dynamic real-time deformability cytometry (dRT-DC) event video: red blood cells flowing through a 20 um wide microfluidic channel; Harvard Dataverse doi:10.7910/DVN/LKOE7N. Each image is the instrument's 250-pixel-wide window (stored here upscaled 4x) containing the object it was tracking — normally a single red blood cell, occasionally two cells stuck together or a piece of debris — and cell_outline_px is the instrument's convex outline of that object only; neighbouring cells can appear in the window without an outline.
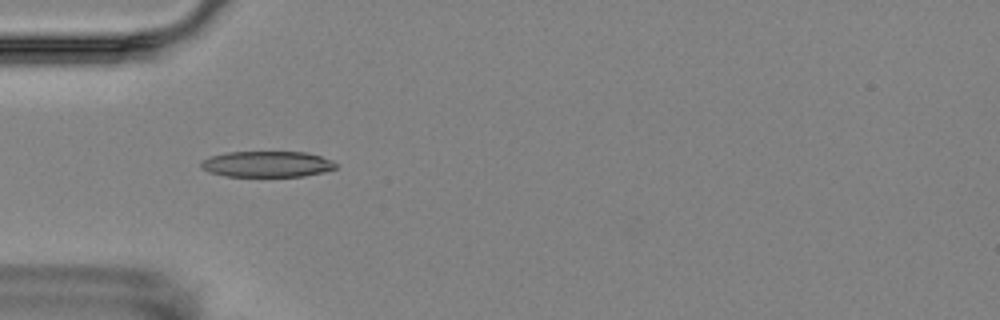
{"species": "Egyptian fruit bat (a non-hibernating species)", "species_latin": "Rousettus aegyptiacus", "temperature_condition": "room temperature", "stored_images_in_passage": 2, "camera_frame_rate_fps": 3000, "um_per_image_px": 0.085, "animal": {"sex": "female"}, "frame": {"image": 1, "passage_image": 1, "time_ms": 0.0, "image_size_px": [1000, 320], "cell_outline_px": [[336, 168], [324, 172], [304, 176], [224, 176], [208, 172], [200, 168], [200, 164], [204, 160], [212, 156], [224, 152], [304, 152], [320, 156], [332, 160], [336, 164]], "centroid_in_image_um": [22.68, 13.95], "position_along_channel_um": 62.3, "area_um2": 20.35}}
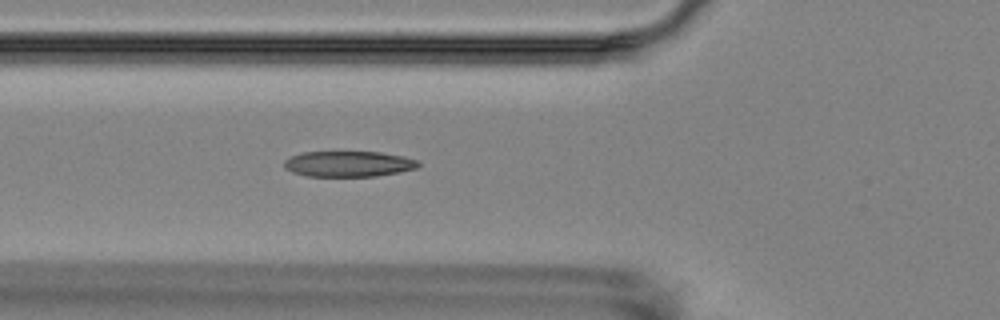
{"frame": {"image": 2, "passage_image": 2, "time_ms": 1.0, "image_size_px": [1000, 320], "cell_outline_px": [[420, 164], [416, 168], [400, 172], [376, 176], [308, 176], [292, 172], [284, 168], [284, 160], [292, 156], [304, 152], [380, 152], [404, 156], [416, 160]], "centroid_in_image_um": [29.62, 13.93], "position_along_channel_um": 96.2, "area_um2": 20.0}}